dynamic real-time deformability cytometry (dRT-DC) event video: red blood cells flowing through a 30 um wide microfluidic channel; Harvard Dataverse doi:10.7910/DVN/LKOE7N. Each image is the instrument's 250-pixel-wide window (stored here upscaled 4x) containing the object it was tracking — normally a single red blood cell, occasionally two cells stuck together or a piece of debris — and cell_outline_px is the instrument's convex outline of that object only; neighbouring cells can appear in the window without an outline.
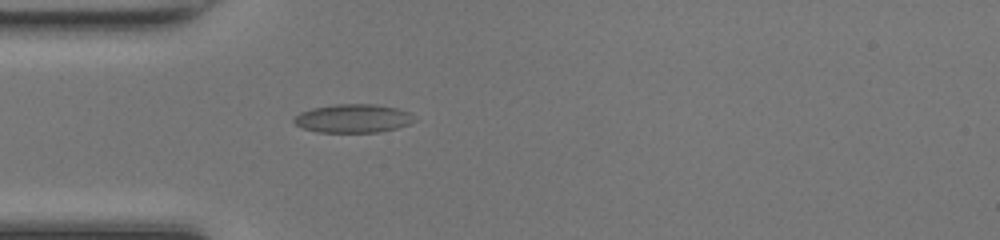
{"species": "common noctule bat (a hibernating species)", "species_latin": "Nyctalus noctula", "temperature_condition": "room temperature", "stored_images_in_passage": 35, "camera_frame_rate_fps": 3000, "um_per_image_px": 0.085, "animal": {"sex": "female", "body_mass_g": 17.0, "forearm_length_mm": 48.0}, "frame": {"image": 1, "passage_image": 1, "time_ms": 0.0, "image_size_px": [1000, 240], "cell_outline_px": [[416, 120], [408, 124], [396, 128], [376, 132], [316, 132], [304, 128], [296, 124], [292, 120], [300, 112], [312, 108], [336, 104], [376, 104], [396, 108], [408, 112]], "centroid_in_image_um": [29.99, 10.06], "position_along_channel_um": 55.0, "area_um2": 19.83}}
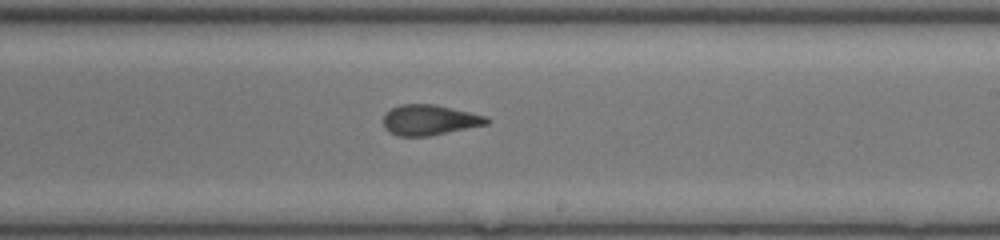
{"frame": {"image": 2, "passage_image": 15, "time_ms": 4.667, "image_size_px": [1000, 240], "cell_outline_px": [[488, 124], [428, 136], [396, 136], [388, 132], [384, 128], [384, 116], [392, 108], [400, 104], [436, 104], [488, 116]], "centroid_in_image_um": [36.5, 10.2], "position_along_channel_um": 252.5, "area_um2": 18.32}}
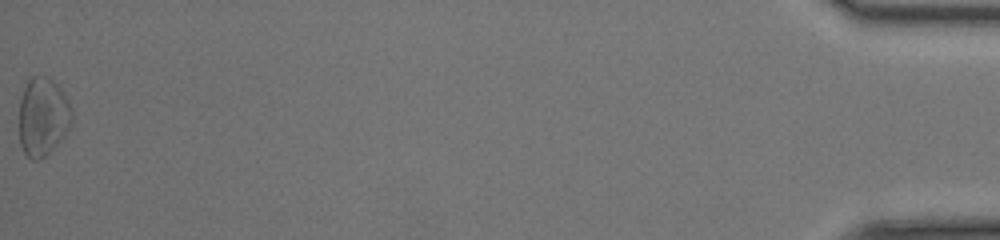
{"frame": {"image": 3, "passage_image": 35, "time_ms": 11.333, "image_size_px": [1000, 240], "cell_outline_px": [[72, 124], [64, 136], [40, 160], [32, 160], [24, 152], [20, 144], [20, 100], [24, 88], [28, 80], [32, 76], [44, 76], [52, 80], [60, 88], [68, 100], [72, 112]], "centroid_in_image_um": [3.65, 9.92], "position_along_channel_um": 431.6, "area_um2": 23.87}, "authors_computed_cell_mechanics": {"area_um2": 18.9584, "velocity_mm_per_s": 4.3335, "shape_relaxation_time_tau1_ms": 5.5382, "shape_relaxation_time_tau2_ms": 1.5886, "deformation_change_tau1": 0.1298, "deformation_change_tau2": 0.0903}}